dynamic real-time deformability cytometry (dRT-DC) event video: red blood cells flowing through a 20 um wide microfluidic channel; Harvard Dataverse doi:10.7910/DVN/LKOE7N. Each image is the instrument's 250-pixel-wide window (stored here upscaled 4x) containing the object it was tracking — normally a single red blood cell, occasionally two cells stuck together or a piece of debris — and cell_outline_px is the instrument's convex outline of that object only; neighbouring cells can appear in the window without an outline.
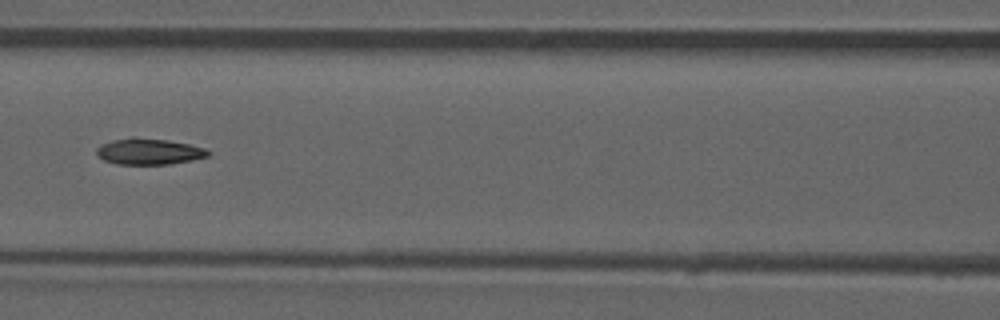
{"species": "common noctule bat (a hibernating species)", "species_latin": "Nyctalus noctula", "temperature_condition": "room temperature", "stored_images_in_passage": 52, "camera_frame_rate_fps": 3000, "um_per_image_px": 0.085, "animal": {"sex": "male", "forearm_length_mm": 52.5}, "frame": {"image": 1, "passage_image": 23, "time_ms": 7.333, "image_size_px": [1000, 320], "cell_outline_px": [[212, 152], [208, 156], [192, 160], [172, 164], [116, 164], [104, 160], [96, 156], [96, 148], [112, 140], [132, 136], [136, 136], [168, 140], [188, 144], [204, 148]], "centroid_in_image_um": [12.65, 12.87], "position_along_channel_um": 154.0, "area_um2": 17.17}, "authors_computed_cell_mechanics": {"area_um2": 17.1377, "velocity_mm_per_s": 3.9311, "shape_relaxation_time_tau1_ms": null, "shape_relaxation_time_tau2_ms": 10.0262, "deformation_change_tau1": null, "deformation_change_tau2": 0.2022}}